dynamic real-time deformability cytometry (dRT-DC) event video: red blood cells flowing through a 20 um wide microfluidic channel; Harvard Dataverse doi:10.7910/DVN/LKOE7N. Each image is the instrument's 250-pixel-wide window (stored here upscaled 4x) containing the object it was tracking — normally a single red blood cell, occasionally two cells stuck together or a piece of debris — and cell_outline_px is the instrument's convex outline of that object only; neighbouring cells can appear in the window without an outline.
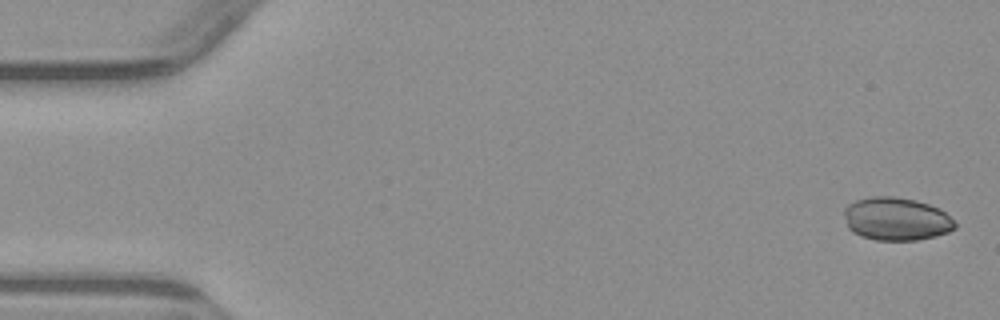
{"species": "common noctule bat (a hibernating species)", "species_latin": "Nyctalus noctula", "temperature_condition": "warm", "stored_images_in_passage": 5, "camera_frame_rate_fps": 3000, "um_per_image_px": 0.085, "animal": {"sex": "male", "body_mass_g": 23.1, "forearm_length_mm": 52.7}, "frame": {"image": 1, "passage_image": 1, "time_ms": 0.0, "image_size_px": [1000, 320], "cell_outline_px": [[956, 228], [948, 232], [936, 236], [916, 240], [876, 240], [860, 236], [852, 232], [848, 228], [844, 216], [844, 208], [848, 204], [856, 200], [872, 196], [892, 196], [916, 200], [940, 208], [956, 224]], "centroid_in_image_um": [76.16, 18.61], "position_along_channel_um": 8.8, "area_um2": 27.92}}
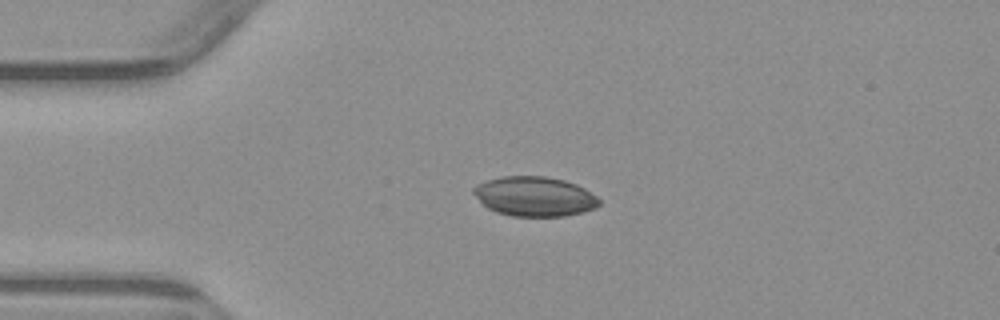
{"frame": {"image": 2, "passage_image": 4, "time_ms": 3.667, "image_size_px": [1000, 320], "cell_outline_px": [[600, 204], [596, 208], [584, 212], [564, 216], [512, 216], [496, 212], [488, 208], [472, 192], [472, 188], [476, 184], [500, 176], [544, 176], [564, 180], [576, 184], [584, 188], [596, 196], [600, 200]], "centroid_in_image_um": [45.44, 16.69], "position_along_channel_um": 39.6, "area_um2": 29.07}}
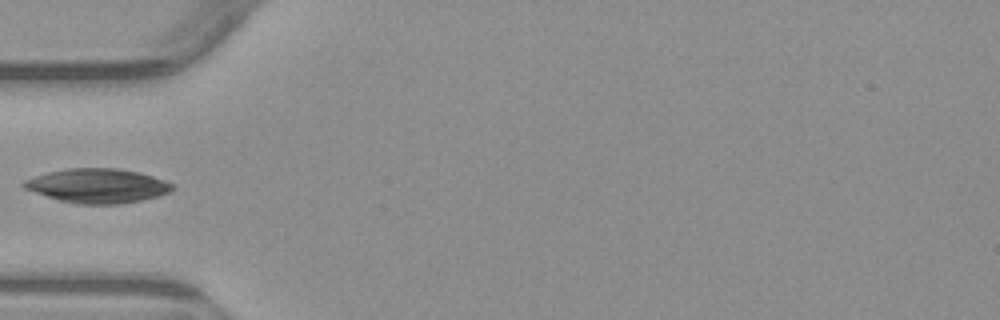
{"frame": {"image": 3, "passage_image": 5, "time_ms": 5.333, "image_size_px": [1000, 320], "cell_outline_px": [[176, 188], [160, 196], [120, 204], [76, 204], [60, 200], [24, 188], [20, 184], [24, 180], [48, 172], [68, 168], [116, 168], [140, 172], [176, 184]], "centroid_in_image_um": [8.34, 15.79], "position_along_channel_um": 76.7, "area_um2": 29.65}}